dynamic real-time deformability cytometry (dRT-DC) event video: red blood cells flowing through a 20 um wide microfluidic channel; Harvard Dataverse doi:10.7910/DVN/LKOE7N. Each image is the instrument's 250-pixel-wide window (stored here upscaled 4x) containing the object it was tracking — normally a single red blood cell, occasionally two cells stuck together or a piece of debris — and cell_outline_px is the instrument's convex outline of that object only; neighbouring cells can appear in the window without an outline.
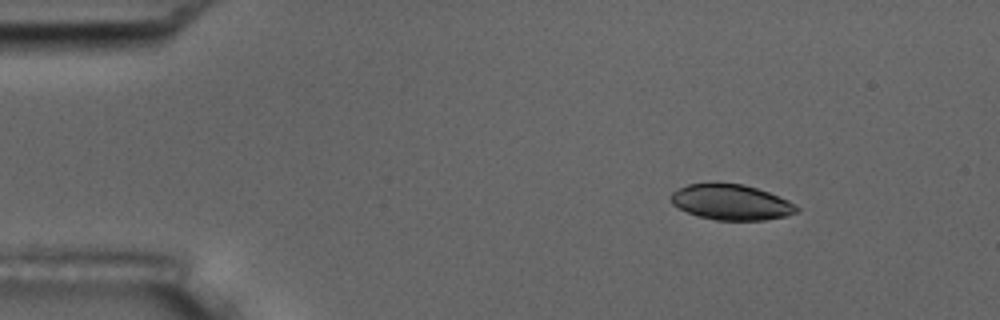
{"species": "common noctule bat (a hibernating species)", "species_latin": "Nyctalus noctula", "temperature_condition": "room temperature", "stored_images_in_passage": 4, "camera_frame_rate_fps": 3000, "um_per_image_px": 0.085, "animal": {"sex": "male", "body_mass_g": 17.5, "forearm_length_mm": 52.3}, "frame": {"image": 1, "passage_image": 2, "time_ms": 2.0, "image_size_px": [1000, 320], "cell_outline_px": [[800, 212], [784, 216], [764, 220], [716, 220], [700, 216], [688, 212], [672, 204], [668, 196], [672, 192], [688, 184], [716, 180], [744, 184], [768, 192], [788, 200], [800, 208]], "centroid_in_image_um": [62.12, 17.15], "position_along_channel_um": 22.9, "area_um2": 26.53}}